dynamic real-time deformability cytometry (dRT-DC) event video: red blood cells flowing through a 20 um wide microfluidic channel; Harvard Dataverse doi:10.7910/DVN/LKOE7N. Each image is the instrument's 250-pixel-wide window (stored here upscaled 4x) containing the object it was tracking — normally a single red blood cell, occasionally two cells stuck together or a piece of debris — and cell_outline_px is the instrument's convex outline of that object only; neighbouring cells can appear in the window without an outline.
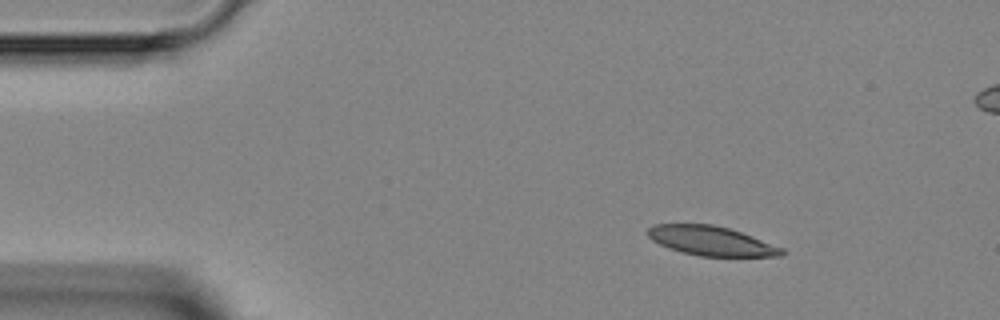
{"species": "Egyptian fruit bat (a non-hibernating species)", "species_latin": "Rousettus aegyptiacus", "temperature_condition": "room temperature", "stored_images_in_passage": 6, "camera_frame_rate_fps": 3000, "um_per_image_px": 0.085, "animal": {"sex": "female"}, "frame": {"image": 1, "passage_image": 3, "time_ms": 2.0, "image_size_px": [1000, 320], "cell_outline_px": [[784, 252], [780, 256], [700, 256], [668, 248], [652, 240], [648, 236], [648, 228], [652, 224], [712, 224], [728, 228], [752, 236], [784, 248]], "centroid_in_image_um": [60.43, 20.47], "position_along_channel_um": 24.6, "area_um2": 22.72}}